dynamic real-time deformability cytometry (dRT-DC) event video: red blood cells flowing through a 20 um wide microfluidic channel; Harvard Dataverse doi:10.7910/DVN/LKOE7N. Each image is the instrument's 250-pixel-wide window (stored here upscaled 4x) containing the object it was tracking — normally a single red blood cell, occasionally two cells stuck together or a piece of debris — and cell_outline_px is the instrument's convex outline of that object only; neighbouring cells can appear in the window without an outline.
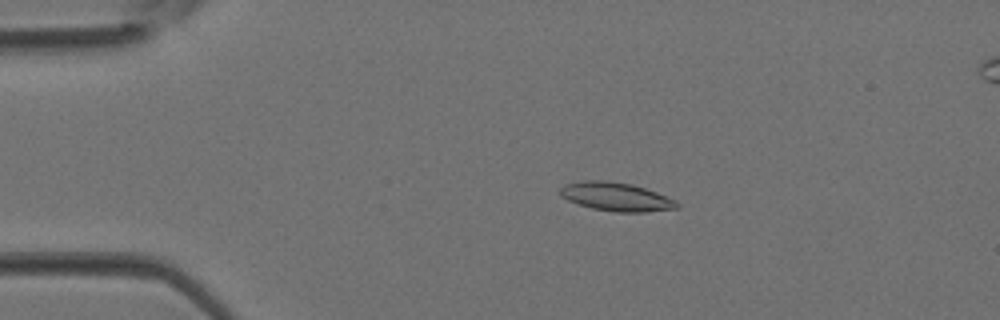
{"species": "Egyptian fruit bat (a non-hibernating species)", "species_latin": "Rousettus aegyptiacus", "temperature_condition": "room temperature", "stored_images_in_passage": 4, "camera_frame_rate_fps": 3000, "um_per_image_px": 0.085, "animal": {"sex": "female"}, "frame": {"image": 1, "passage_image": 2, "time_ms": 0.333, "image_size_px": [1000, 320], "cell_outline_px": [[680, 208], [648, 212], [616, 212], [592, 208], [568, 200], [560, 196], [560, 188], [564, 184], [584, 180], [604, 180], [632, 184], [656, 192], [676, 200], [680, 204]], "centroid_in_image_um": [52.39, 16.72], "position_along_channel_um": 32.6, "area_um2": 19.54}}